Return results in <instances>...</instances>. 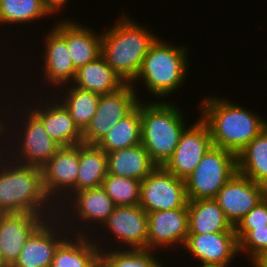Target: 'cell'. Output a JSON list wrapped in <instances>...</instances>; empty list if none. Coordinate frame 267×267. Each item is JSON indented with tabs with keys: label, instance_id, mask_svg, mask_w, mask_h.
Here are the masks:
<instances>
[{
	"label": "cell",
	"instance_id": "2e32d148",
	"mask_svg": "<svg viewBox=\"0 0 267 267\" xmlns=\"http://www.w3.org/2000/svg\"><path fill=\"white\" fill-rule=\"evenodd\" d=\"M47 94H49L51 98H48L49 95ZM47 94L44 100L46 103L42 100L45 97H40L41 99L37 98L35 100L37 104L34 103L27 108L43 123L44 129L51 139L57 142L61 147L82 144L83 133L76 126L69 111L56 97H53L54 95L52 93ZM39 102H41V104Z\"/></svg>",
	"mask_w": 267,
	"mask_h": 267
},
{
	"label": "cell",
	"instance_id": "4fadbf2b",
	"mask_svg": "<svg viewBox=\"0 0 267 267\" xmlns=\"http://www.w3.org/2000/svg\"><path fill=\"white\" fill-rule=\"evenodd\" d=\"M70 234L58 216L46 219L28 238L12 267H51L58 246Z\"/></svg>",
	"mask_w": 267,
	"mask_h": 267
},
{
	"label": "cell",
	"instance_id": "277c9868",
	"mask_svg": "<svg viewBox=\"0 0 267 267\" xmlns=\"http://www.w3.org/2000/svg\"><path fill=\"white\" fill-rule=\"evenodd\" d=\"M26 107L27 106H23V108H25L26 110L22 113L19 112L16 115L14 113L13 126H11V124L13 123L12 120L8 118L9 114L6 115L5 111L2 109L3 106L0 107V109L2 110H0L1 113L4 112L2 114H5L2 115L0 113V150H2L3 152L6 151L4 154H6L7 157H9L14 162L36 168H42L58 152L61 146L51 139V137L44 129L43 123ZM25 112L27 114H25ZM20 114L23 115L21 116ZM18 115L23 117L24 119L22 120L20 117H18L21 121L17 119L18 122L16 123L14 120ZM2 116H4L5 118ZM6 117L9 119L8 121L6 120ZM15 124L17 125L15 126ZM17 126H19V128ZM7 129H9L10 131ZM17 130L19 132H17ZM15 134L16 136H14ZM15 137H17L18 139ZM2 139L3 141L7 140V144L5 142L3 143ZM8 139L10 140V142L8 141Z\"/></svg>",
	"mask_w": 267,
	"mask_h": 267
},
{
	"label": "cell",
	"instance_id": "e575fe53",
	"mask_svg": "<svg viewBox=\"0 0 267 267\" xmlns=\"http://www.w3.org/2000/svg\"><path fill=\"white\" fill-rule=\"evenodd\" d=\"M44 7L50 15L60 13V10L67 5L68 0H42Z\"/></svg>",
	"mask_w": 267,
	"mask_h": 267
},
{
	"label": "cell",
	"instance_id": "83f0119b",
	"mask_svg": "<svg viewBox=\"0 0 267 267\" xmlns=\"http://www.w3.org/2000/svg\"><path fill=\"white\" fill-rule=\"evenodd\" d=\"M237 172L253 182H267V126L237 155Z\"/></svg>",
	"mask_w": 267,
	"mask_h": 267
},
{
	"label": "cell",
	"instance_id": "f1b7e54d",
	"mask_svg": "<svg viewBox=\"0 0 267 267\" xmlns=\"http://www.w3.org/2000/svg\"><path fill=\"white\" fill-rule=\"evenodd\" d=\"M107 154L97 145L79 144L76 192L101 186L107 176Z\"/></svg>",
	"mask_w": 267,
	"mask_h": 267
},
{
	"label": "cell",
	"instance_id": "5bb4252c",
	"mask_svg": "<svg viewBox=\"0 0 267 267\" xmlns=\"http://www.w3.org/2000/svg\"><path fill=\"white\" fill-rule=\"evenodd\" d=\"M212 146L207 124L199 117L182 132L172 157L163 166L177 178L185 180Z\"/></svg>",
	"mask_w": 267,
	"mask_h": 267
},
{
	"label": "cell",
	"instance_id": "9c48e42d",
	"mask_svg": "<svg viewBox=\"0 0 267 267\" xmlns=\"http://www.w3.org/2000/svg\"><path fill=\"white\" fill-rule=\"evenodd\" d=\"M185 180L157 166L141 181L139 205L147 213L187 208Z\"/></svg>",
	"mask_w": 267,
	"mask_h": 267
},
{
	"label": "cell",
	"instance_id": "9a60e30c",
	"mask_svg": "<svg viewBox=\"0 0 267 267\" xmlns=\"http://www.w3.org/2000/svg\"><path fill=\"white\" fill-rule=\"evenodd\" d=\"M148 236L147 249L165 251L183 246L188 236V209L176 208L147 213ZM178 244V245H177ZM179 246V247H178ZM164 249H163V248Z\"/></svg>",
	"mask_w": 267,
	"mask_h": 267
},
{
	"label": "cell",
	"instance_id": "7402d4cb",
	"mask_svg": "<svg viewBox=\"0 0 267 267\" xmlns=\"http://www.w3.org/2000/svg\"><path fill=\"white\" fill-rule=\"evenodd\" d=\"M188 234L235 232L215 199L188 200Z\"/></svg>",
	"mask_w": 267,
	"mask_h": 267
},
{
	"label": "cell",
	"instance_id": "f35d334b",
	"mask_svg": "<svg viewBox=\"0 0 267 267\" xmlns=\"http://www.w3.org/2000/svg\"><path fill=\"white\" fill-rule=\"evenodd\" d=\"M262 186H263L264 198L267 200V182L264 183Z\"/></svg>",
	"mask_w": 267,
	"mask_h": 267
},
{
	"label": "cell",
	"instance_id": "603a6c76",
	"mask_svg": "<svg viewBox=\"0 0 267 267\" xmlns=\"http://www.w3.org/2000/svg\"><path fill=\"white\" fill-rule=\"evenodd\" d=\"M107 154L108 173L142 181L157 165L142 143Z\"/></svg>",
	"mask_w": 267,
	"mask_h": 267
},
{
	"label": "cell",
	"instance_id": "30bf717a",
	"mask_svg": "<svg viewBox=\"0 0 267 267\" xmlns=\"http://www.w3.org/2000/svg\"><path fill=\"white\" fill-rule=\"evenodd\" d=\"M138 90L125 83L117 91L100 96L97 111L83 132V144L97 145L119 120L127 116L140 101Z\"/></svg>",
	"mask_w": 267,
	"mask_h": 267
},
{
	"label": "cell",
	"instance_id": "7c38bea8",
	"mask_svg": "<svg viewBox=\"0 0 267 267\" xmlns=\"http://www.w3.org/2000/svg\"><path fill=\"white\" fill-rule=\"evenodd\" d=\"M100 228L105 233L104 238L108 234L107 241L114 243L117 240V249H147L148 216L140 205L116 206ZM110 236H114L113 240Z\"/></svg>",
	"mask_w": 267,
	"mask_h": 267
},
{
	"label": "cell",
	"instance_id": "74e56055",
	"mask_svg": "<svg viewBox=\"0 0 267 267\" xmlns=\"http://www.w3.org/2000/svg\"><path fill=\"white\" fill-rule=\"evenodd\" d=\"M201 266L199 267H226L218 264H200Z\"/></svg>",
	"mask_w": 267,
	"mask_h": 267
},
{
	"label": "cell",
	"instance_id": "d590c367",
	"mask_svg": "<svg viewBox=\"0 0 267 267\" xmlns=\"http://www.w3.org/2000/svg\"><path fill=\"white\" fill-rule=\"evenodd\" d=\"M251 265L253 267H267V252L259 256Z\"/></svg>",
	"mask_w": 267,
	"mask_h": 267
},
{
	"label": "cell",
	"instance_id": "e0dca14e",
	"mask_svg": "<svg viewBox=\"0 0 267 267\" xmlns=\"http://www.w3.org/2000/svg\"><path fill=\"white\" fill-rule=\"evenodd\" d=\"M263 199V186L239 172L230 178L218 191L215 198L226 218L234 227Z\"/></svg>",
	"mask_w": 267,
	"mask_h": 267
},
{
	"label": "cell",
	"instance_id": "ba28073f",
	"mask_svg": "<svg viewBox=\"0 0 267 267\" xmlns=\"http://www.w3.org/2000/svg\"><path fill=\"white\" fill-rule=\"evenodd\" d=\"M236 172V155L212 145L185 179L188 200L215 199L218 191Z\"/></svg>",
	"mask_w": 267,
	"mask_h": 267
},
{
	"label": "cell",
	"instance_id": "7a4b0ae2",
	"mask_svg": "<svg viewBox=\"0 0 267 267\" xmlns=\"http://www.w3.org/2000/svg\"><path fill=\"white\" fill-rule=\"evenodd\" d=\"M23 212L49 219L58 211L44 190L41 168L14 162L0 150V214Z\"/></svg>",
	"mask_w": 267,
	"mask_h": 267
},
{
	"label": "cell",
	"instance_id": "6da1fadb",
	"mask_svg": "<svg viewBox=\"0 0 267 267\" xmlns=\"http://www.w3.org/2000/svg\"><path fill=\"white\" fill-rule=\"evenodd\" d=\"M207 96L200 103L199 118L209 127L213 146L237 155L267 126V120L256 112L227 98Z\"/></svg>",
	"mask_w": 267,
	"mask_h": 267
},
{
	"label": "cell",
	"instance_id": "5b68a950",
	"mask_svg": "<svg viewBox=\"0 0 267 267\" xmlns=\"http://www.w3.org/2000/svg\"><path fill=\"white\" fill-rule=\"evenodd\" d=\"M182 113L170 100L145 103L140 98L141 143L157 166H164L172 157L187 127Z\"/></svg>",
	"mask_w": 267,
	"mask_h": 267
},
{
	"label": "cell",
	"instance_id": "52a82bcc",
	"mask_svg": "<svg viewBox=\"0 0 267 267\" xmlns=\"http://www.w3.org/2000/svg\"><path fill=\"white\" fill-rule=\"evenodd\" d=\"M115 207L116 205L113 200L106 194L104 189L99 186L74 192L63 205L57 209V216L64 223V226L70 229L71 234L92 235L93 237V232L102 226ZM93 225L96 229L92 228ZM84 229L88 230V233Z\"/></svg>",
	"mask_w": 267,
	"mask_h": 267
},
{
	"label": "cell",
	"instance_id": "ab89813d",
	"mask_svg": "<svg viewBox=\"0 0 267 267\" xmlns=\"http://www.w3.org/2000/svg\"><path fill=\"white\" fill-rule=\"evenodd\" d=\"M93 267H99V262H97Z\"/></svg>",
	"mask_w": 267,
	"mask_h": 267
},
{
	"label": "cell",
	"instance_id": "ffe728a7",
	"mask_svg": "<svg viewBox=\"0 0 267 267\" xmlns=\"http://www.w3.org/2000/svg\"><path fill=\"white\" fill-rule=\"evenodd\" d=\"M44 52L40 54L43 58L42 75L45 86L60 88L66 84H71L76 75L73 61L67 48L66 40L52 27L44 35Z\"/></svg>",
	"mask_w": 267,
	"mask_h": 267
},
{
	"label": "cell",
	"instance_id": "836d02e7",
	"mask_svg": "<svg viewBox=\"0 0 267 267\" xmlns=\"http://www.w3.org/2000/svg\"><path fill=\"white\" fill-rule=\"evenodd\" d=\"M267 225V200L264 198L235 226L238 243L255 227Z\"/></svg>",
	"mask_w": 267,
	"mask_h": 267
},
{
	"label": "cell",
	"instance_id": "d6986e66",
	"mask_svg": "<svg viewBox=\"0 0 267 267\" xmlns=\"http://www.w3.org/2000/svg\"><path fill=\"white\" fill-rule=\"evenodd\" d=\"M46 220L29 212L0 214V247L4 262L12 267L32 233Z\"/></svg>",
	"mask_w": 267,
	"mask_h": 267
},
{
	"label": "cell",
	"instance_id": "1f68e13d",
	"mask_svg": "<svg viewBox=\"0 0 267 267\" xmlns=\"http://www.w3.org/2000/svg\"><path fill=\"white\" fill-rule=\"evenodd\" d=\"M141 181L107 173L101 187L116 206L139 205Z\"/></svg>",
	"mask_w": 267,
	"mask_h": 267
},
{
	"label": "cell",
	"instance_id": "3957f363",
	"mask_svg": "<svg viewBox=\"0 0 267 267\" xmlns=\"http://www.w3.org/2000/svg\"><path fill=\"white\" fill-rule=\"evenodd\" d=\"M118 21L101 32V56L124 83L137 77L145 55L158 38L135 19L121 13Z\"/></svg>",
	"mask_w": 267,
	"mask_h": 267
},
{
	"label": "cell",
	"instance_id": "4316f807",
	"mask_svg": "<svg viewBox=\"0 0 267 267\" xmlns=\"http://www.w3.org/2000/svg\"><path fill=\"white\" fill-rule=\"evenodd\" d=\"M96 233L98 232L93 234L96 236L93 237V240L100 250L98 255L99 267H161L163 264L161 259L156 258L154 250L108 248L105 244H109V242L107 243L103 237L96 235ZM104 242L105 244H103Z\"/></svg>",
	"mask_w": 267,
	"mask_h": 267
},
{
	"label": "cell",
	"instance_id": "ac0fdd59",
	"mask_svg": "<svg viewBox=\"0 0 267 267\" xmlns=\"http://www.w3.org/2000/svg\"><path fill=\"white\" fill-rule=\"evenodd\" d=\"M183 248L201 264H218L226 267L239 253L236 232L188 234Z\"/></svg>",
	"mask_w": 267,
	"mask_h": 267
},
{
	"label": "cell",
	"instance_id": "44dd1931",
	"mask_svg": "<svg viewBox=\"0 0 267 267\" xmlns=\"http://www.w3.org/2000/svg\"><path fill=\"white\" fill-rule=\"evenodd\" d=\"M74 21L60 19L53 28L66 40L74 68L78 70L101 55L102 39L101 32L96 33L94 29Z\"/></svg>",
	"mask_w": 267,
	"mask_h": 267
},
{
	"label": "cell",
	"instance_id": "cb8c5ba5",
	"mask_svg": "<svg viewBox=\"0 0 267 267\" xmlns=\"http://www.w3.org/2000/svg\"><path fill=\"white\" fill-rule=\"evenodd\" d=\"M99 251L92 236L70 234L58 246L51 267H93Z\"/></svg>",
	"mask_w": 267,
	"mask_h": 267
},
{
	"label": "cell",
	"instance_id": "d4e9b609",
	"mask_svg": "<svg viewBox=\"0 0 267 267\" xmlns=\"http://www.w3.org/2000/svg\"><path fill=\"white\" fill-rule=\"evenodd\" d=\"M71 84L82 90L104 95L117 91L125 83L100 55L79 68Z\"/></svg>",
	"mask_w": 267,
	"mask_h": 267
},
{
	"label": "cell",
	"instance_id": "f546056e",
	"mask_svg": "<svg viewBox=\"0 0 267 267\" xmlns=\"http://www.w3.org/2000/svg\"><path fill=\"white\" fill-rule=\"evenodd\" d=\"M141 143L140 101L123 119L111 127L97 144L106 153L130 148Z\"/></svg>",
	"mask_w": 267,
	"mask_h": 267
},
{
	"label": "cell",
	"instance_id": "d6a6232c",
	"mask_svg": "<svg viewBox=\"0 0 267 267\" xmlns=\"http://www.w3.org/2000/svg\"><path fill=\"white\" fill-rule=\"evenodd\" d=\"M265 252H267V225L255 227L239 242V254L245 253L251 263Z\"/></svg>",
	"mask_w": 267,
	"mask_h": 267
},
{
	"label": "cell",
	"instance_id": "484cf974",
	"mask_svg": "<svg viewBox=\"0 0 267 267\" xmlns=\"http://www.w3.org/2000/svg\"><path fill=\"white\" fill-rule=\"evenodd\" d=\"M50 90L51 93L55 92L53 95H55V97H57L63 106L69 111L70 116L74 120L76 126L83 133L97 111L101 95L82 90L73 86L72 84H66L58 89L55 88L56 91H53L54 89ZM59 91L62 92L59 93ZM61 93L63 94L61 95Z\"/></svg>",
	"mask_w": 267,
	"mask_h": 267
},
{
	"label": "cell",
	"instance_id": "8992f818",
	"mask_svg": "<svg viewBox=\"0 0 267 267\" xmlns=\"http://www.w3.org/2000/svg\"><path fill=\"white\" fill-rule=\"evenodd\" d=\"M158 37L147 51L141 69L131 84L136 88L135 83L141 80L150 95L163 99L175 93L187 79L189 48L183 44L172 45Z\"/></svg>",
	"mask_w": 267,
	"mask_h": 267
},
{
	"label": "cell",
	"instance_id": "8fae6325",
	"mask_svg": "<svg viewBox=\"0 0 267 267\" xmlns=\"http://www.w3.org/2000/svg\"><path fill=\"white\" fill-rule=\"evenodd\" d=\"M41 170L46 195L58 209L76 192L79 145L61 147Z\"/></svg>",
	"mask_w": 267,
	"mask_h": 267
},
{
	"label": "cell",
	"instance_id": "8d00e7d4",
	"mask_svg": "<svg viewBox=\"0 0 267 267\" xmlns=\"http://www.w3.org/2000/svg\"><path fill=\"white\" fill-rule=\"evenodd\" d=\"M0 267H9L5 262H4V256L2 253V249L0 247Z\"/></svg>",
	"mask_w": 267,
	"mask_h": 267
},
{
	"label": "cell",
	"instance_id": "4dcf8cb0",
	"mask_svg": "<svg viewBox=\"0 0 267 267\" xmlns=\"http://www.w3.org/2000/svg\"><path fill=\"white\" fill-rule=\"evenodd\" d=\"M47 16L42 0H0V25L28 24Z\"/></svg>",
	"mask_w": 267,
	"mask_h": 267
}]
</instances>
